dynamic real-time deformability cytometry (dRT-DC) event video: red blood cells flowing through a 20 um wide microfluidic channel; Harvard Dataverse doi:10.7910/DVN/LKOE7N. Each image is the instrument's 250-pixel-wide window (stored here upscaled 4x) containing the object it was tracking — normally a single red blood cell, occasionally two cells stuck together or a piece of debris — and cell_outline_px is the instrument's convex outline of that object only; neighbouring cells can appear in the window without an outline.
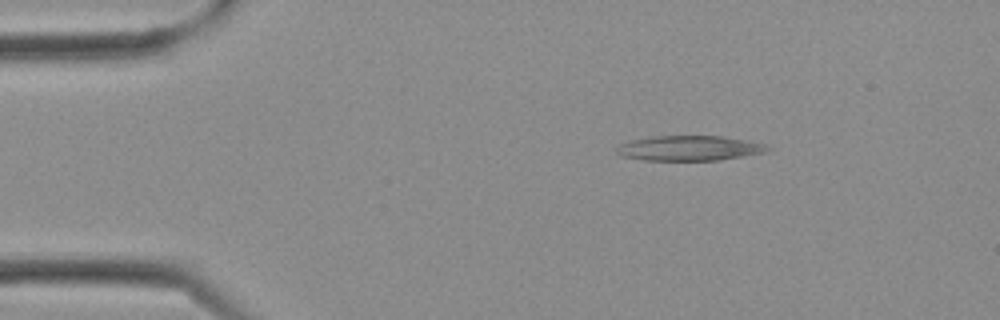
{"species": "Egyptian fruit bat (a non-hibernating species)", "species_latin": "Rousettus aegyptiacus", "temperature_condition": "cold", "stored_images_in_passage": 18, "camera_frame_rate_fps": 3000, "um_per_image_px": 0.085, "frame": {"image": 1, "passage_image": 1, "time_ms": 0.0, "image_size_px": [1000, 320], "cell_outline_px": [[772, 148], [768, 152], [720, 160], [644, 160], [620, 156], [616, 152], [616, 148], [620, 144], [632, 140], [652, 136], [720, 136], [768, 144]], "centroid_in_image_um": [58.62, 12.6], "position_along_channel_um": 26.4, "area_um2": 22.08}}
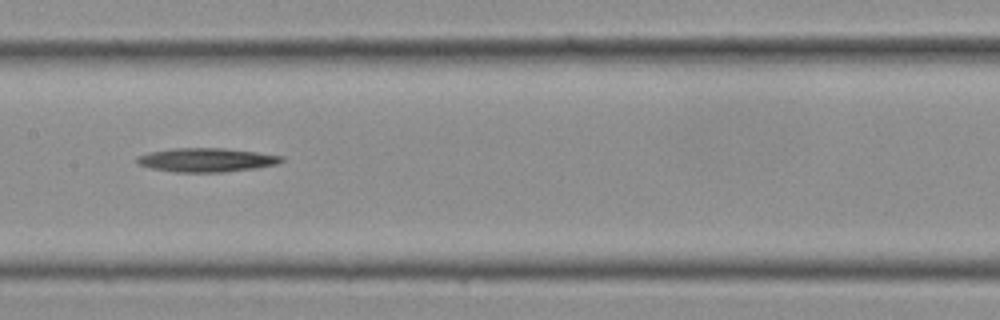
{"frame": {"image": 2, "passage_image": 11, "time_ms": 3.333, "image_size_px": [1000, 320], "cell_outline_px": [[284, 160], [276, 164], [256, 168], [224, 172], [172, 172], [152, 168], [136, 164], [136, 156], [152, 152], [172, 148], [224, 148], [256, 152], [284, 156]], "centroid_in_image_um": [17.53, 13.6], "position_along_channel_um": 189.9, "area_um2": 20.11}}
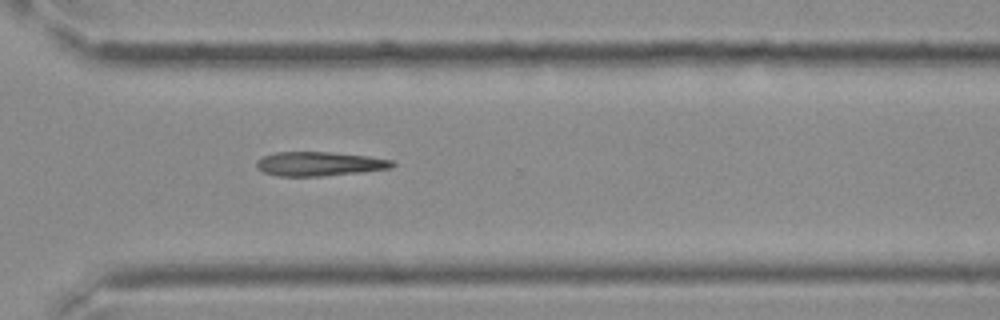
{"frame": {"image": 3, "passage_image": 18, "time_ms": 5.667, "image_size_px": [1000, 320], "cell_outline_px": [[396, 164], [392, 168], [360, 172], [324, 176], [280, 176], [264, 172], [256, 168], [256, 160], [264, 156], [276, 152], [332, 152], [368, 156], [392, 160]], "centroid_in_image_um": [27.15, 13.92], "position_along_channel_um": 343.5, "area_um2": 19.13}}